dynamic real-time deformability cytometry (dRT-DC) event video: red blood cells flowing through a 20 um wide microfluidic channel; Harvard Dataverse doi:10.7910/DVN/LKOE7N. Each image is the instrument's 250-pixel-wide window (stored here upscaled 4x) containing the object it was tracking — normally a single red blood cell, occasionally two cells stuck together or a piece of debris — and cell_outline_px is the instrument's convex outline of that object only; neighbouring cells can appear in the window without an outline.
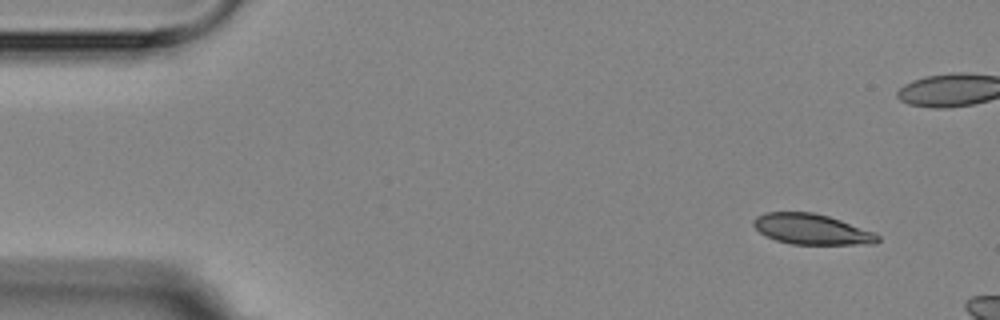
{"species": "Egyptian fruit bat (a non-hibernating species)", "species_latin": "Rousettus aegyptiacus", "temperature_condition": "room temperature", "stored_images_in_passage": 3, "camera_frame_rate_fps": 3000, "um_per_image_px": 0.085, "animal": {"sex": "female"}, "frame": {"image": 1, "passage_image": 1, "time_ms": 0.0, "image_size_px": [1000, 320], "cell_outline_px": [[880, 240], [876, 244], [792, 244], [776, 240], [760, 232], [752, 224], [752, 220], [756, 216], [764, 212], [812, 212], [828, 216], [876, 232], [880, 236]], "centroid_in_image_um": [69.02, 19.48], "position_along_channel_um": 16.0, "area_um2": 22.14}}